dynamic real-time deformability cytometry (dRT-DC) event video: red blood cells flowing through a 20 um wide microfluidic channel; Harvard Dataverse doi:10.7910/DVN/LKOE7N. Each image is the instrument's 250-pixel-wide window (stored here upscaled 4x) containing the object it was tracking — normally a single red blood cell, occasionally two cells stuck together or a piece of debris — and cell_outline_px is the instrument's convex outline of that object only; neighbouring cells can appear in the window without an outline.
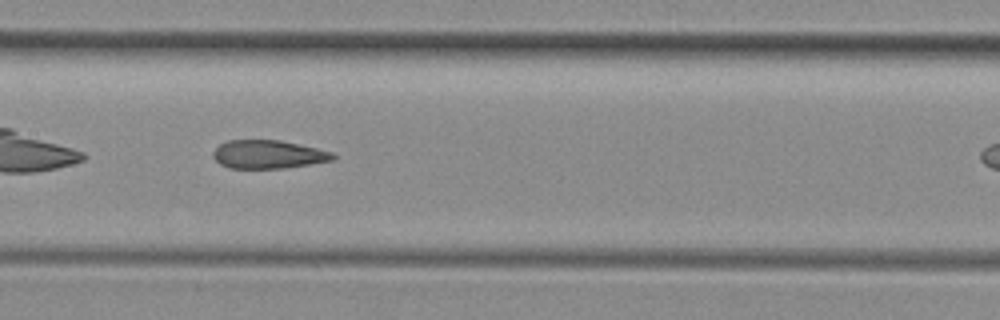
{"species": "common noctule bat (a hibernating species)", "species_latin": "Nyctalus noctula", "temperature_condition": "room temperature", "stored_images_in_passage": 33, "camera_frame_rate_fps": 3000, "um_per_image_px": 0.085, "animal": {"sex": "female", "body_mass_g": 29.2, "forearm_length_mm": 56.3}, "frame": {"image": 1, "passage_image": 10, "time_ms": 3.0, "image_size_px": [1000, 320], "cell_outline_px": [[336, 156], [332, 160], [284, 168], [228, 168], [220, 164], [212, 156], [212, 152], [220, 144], [228, 140], [280, 140], [316, 148], [332, 152]], "centroid_in_image_um": [22.76, 13.12], "position_along_channel_um": 184.6, "area_um2": 19.65}}
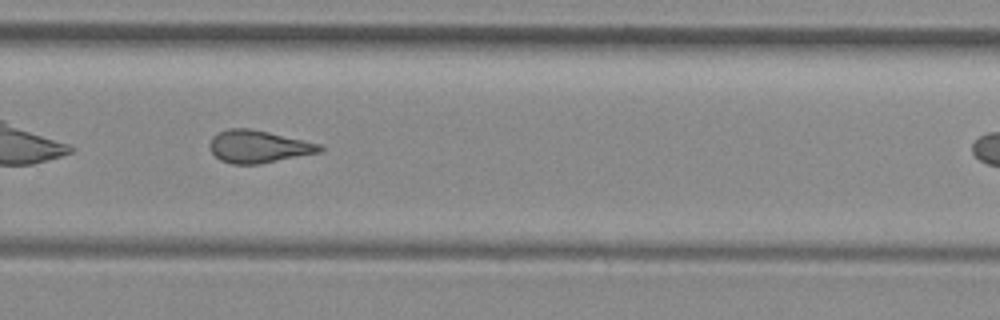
{"frame": {"image": 2, "passage_image": 19, "time_ms": 6.0, "image_size_px": [1000, 320], "cell_outline_px": [[324, 148], [320, 152], [260, 164], [232, 164], [220, 160], [208, 148], [208, 144], [212, 136], [228, 128], [248, 128], [268, 132], [304, 140], [320, 144]], "centroid_in_image_um": [21.93, 12.46], "position_along_channel_um": 307.9, "area_um2": 20.81}, "authors_computed_cell_mechanics": {"area_um2": 20.519, "velocity_mm_per_s": 4.1273, "shape_relaxation_time_tau1_ms": null, "shape_relaxation_time_tau2_ms": 2.6434, "deformation_change_tau1": null, "deformation_change_tau2": 0.129}}